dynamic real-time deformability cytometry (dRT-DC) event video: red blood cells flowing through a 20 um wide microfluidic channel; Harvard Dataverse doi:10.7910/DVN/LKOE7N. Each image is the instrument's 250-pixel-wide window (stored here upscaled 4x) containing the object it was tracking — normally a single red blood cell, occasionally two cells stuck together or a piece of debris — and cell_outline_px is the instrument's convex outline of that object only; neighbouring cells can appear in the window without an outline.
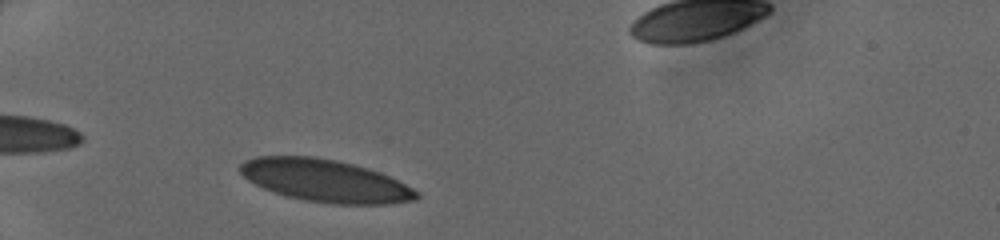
{"species": "human", "species_latin": "Homo sapiens", "temperature_condition": "cold", "stored_images_in_passage": 29, "camera_frame_rate_fps": 3000, "um_per_image_px": 0.085, "donor": {"sex": "female"}, "frame": {"image": 1, "passage_image": 1, "time_ms": 0.0, "image_size_px": [1000, 240], "cell_outline_px": [[420, 196], [416, 200], [392, 204], [332, 204], [304, 200], [272, 192], [248, 180], [240, 172], [240, 164], [244, 160], [256, 156], [312, 156], [336, 160], [356, 164], [380, 172], [420, 192]], "centroid_in_image_um": [27.66, 15.36], "position_along_channel_um": 57.3, "area_um2": 43.75}}
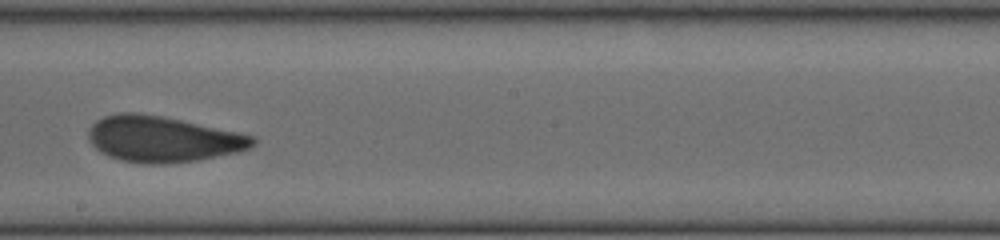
{"frame": {"image": 2, "passage_image": 15, "time_ms": 4.667, "image_size_px": [1000, 240], "cell_outline_px": [[256, 144], [240, 152], [200, 160], [168, 164], [144, 164], [120, 160], [108, 156], [100, 152], [88, 140], [88, 128], [96, 120], [104, 116], [120, 112], [132, 112], [160, 116], [180, 120], [256, 136]], "centroid_in_image_um": [13.82, 11.84], "position_along_channel_um": 234.4, "area_um2": 44.16}}
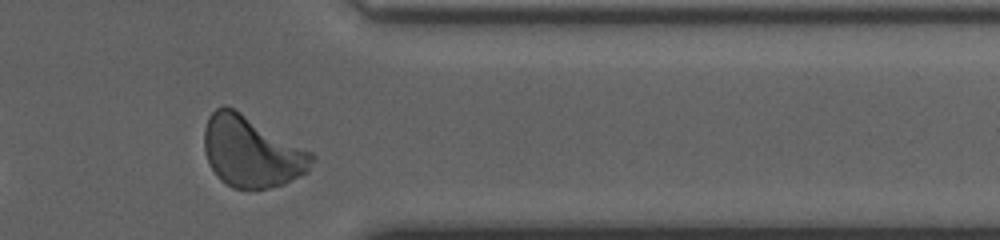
{"frame": {"image": 3, "passage_image": 26, "time_ms": 8.333, "image_size_px": [1000, 240], "cell_outline_px": [[316, 156], [308, 172], [280, 184], [268, 188], [232, 188], [220, 180], [216, 176], [204, 152], [204, 128], [208, 116], [216, 108], [224, 104], [240, 112], [312, 152]], "centroid_in_image_um": [21.35, 12.89], "position_along_channel_um": 390.0, "area_um2": 44.1}}